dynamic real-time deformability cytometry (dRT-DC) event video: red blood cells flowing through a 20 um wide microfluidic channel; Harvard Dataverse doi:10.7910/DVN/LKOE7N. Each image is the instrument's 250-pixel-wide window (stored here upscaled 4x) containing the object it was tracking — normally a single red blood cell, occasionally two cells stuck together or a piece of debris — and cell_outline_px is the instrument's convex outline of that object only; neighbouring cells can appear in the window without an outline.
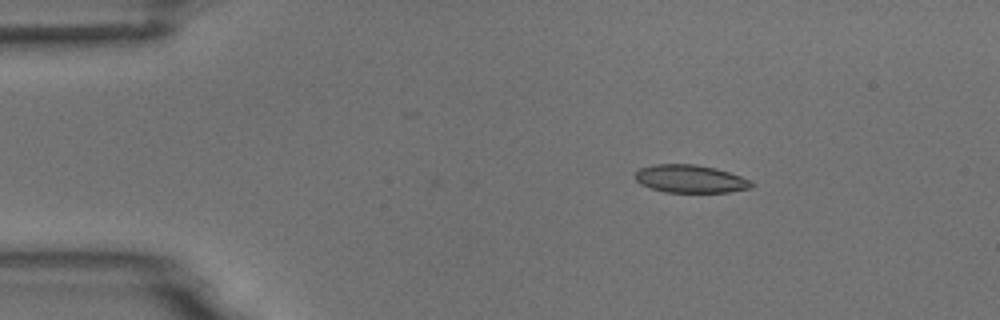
{"species": "common noctule bat (a hibernating species)", "species_latin": "Nyctalus noctula", "temperature_condition": "room temperature", "stored_images_in_passage": 6, "camera_frame_rate_fps": 3000, "um_per_image_px": 0.085, "animal": {"sex": "male", "body_mass_g": 18.8}, "frame": {"image": 1, "passage_image": 3, "time_ms": 2.333, "image_size_px": [1000, 320], "cell_outline_px": [[756, 184], [752, 188], [728, 192], [664, 192], [640, 184], [636, 180], [636, 172], [640, 168], [652, 164], [696, 164], [716, 168], [752, 180]], "centroid_in_image_um": [58.71, 15.2], "position_along_channel_um": 26.3, "area_um2": 19.02}}
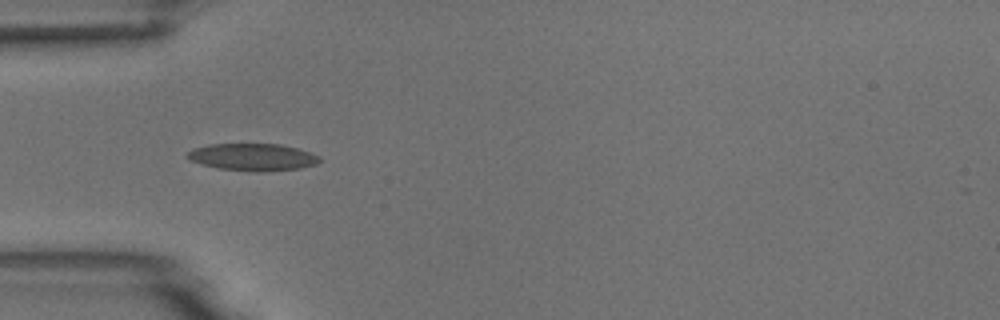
{"frame": {"image": 2, "passage_image": 5, "time_ms": 5.0, "image_size_px": [1000, 320], "cell_outline_px": [[320, 160], [316, 164], [300, 168], [268, 172], [256, 172], [220, 168], [188, 160], [184, 156], [192, 148], [208, 144], [280, 144], [312, 152], [320, 156]], "centroid_in_image_um": [21.48, 13.35], "position_along_channel_um": 63.5, "area_um2": 21.1}}